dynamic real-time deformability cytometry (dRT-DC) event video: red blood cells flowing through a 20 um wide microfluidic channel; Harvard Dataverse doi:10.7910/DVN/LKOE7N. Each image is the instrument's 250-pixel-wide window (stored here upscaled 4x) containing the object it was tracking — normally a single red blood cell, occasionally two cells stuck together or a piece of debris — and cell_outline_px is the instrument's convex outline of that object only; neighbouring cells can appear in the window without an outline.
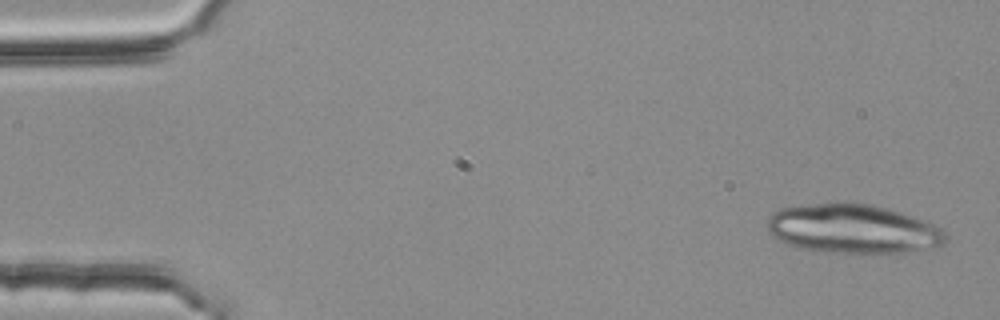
{"species": "common noctule bat (a hibernating species)", "species_latin": "Nyctalus noctula", "temperature_condition": "room temperature", "stored_images_in_passage": 4, "camera_frame_rate_fps": 3000, "um_per_image_px": 0.085, "animal": {"sex": "female", "body_mass_g": 25.1}, "frame": {"image": 1, "passage_image": 1, "time_ms": 0.0, "image_size_px": [1000, 320], "cell_outline_px": [[944, 244], [904, 252], [860, 256], [816, 252], [796, 248], [772, 236], [768, 232], [764, 224], [768, 216], [772, 212], [780, 208], [836, 200], [852, 200], [872, 204], [888, 208], [924, 220], [940, 228], [944, 232]], "centroid_in_image_um": [72.38, 19.45], "position_along_channel_um": 12.6, "area_um2": 53.06}}